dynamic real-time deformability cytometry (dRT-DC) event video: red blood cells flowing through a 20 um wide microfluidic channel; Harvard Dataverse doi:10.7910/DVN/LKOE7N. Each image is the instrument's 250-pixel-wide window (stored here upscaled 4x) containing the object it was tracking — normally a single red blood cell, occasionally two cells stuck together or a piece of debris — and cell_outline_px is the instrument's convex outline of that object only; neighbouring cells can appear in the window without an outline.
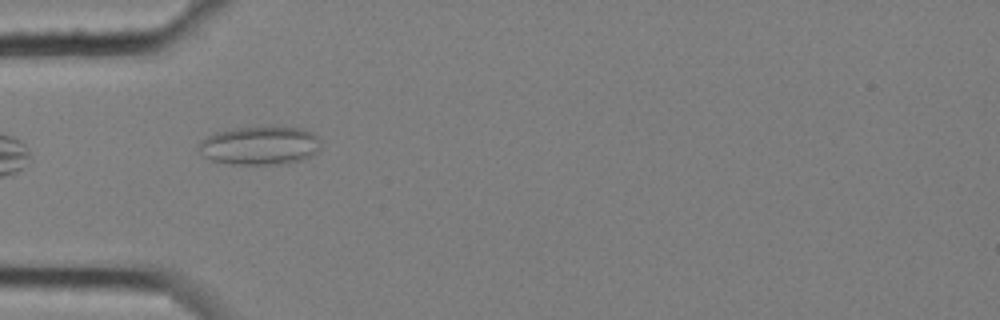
{"species": "common noctule bat (a hibernating species)", "species_latin": "Nyctalus noctula", "temperature_condition": "cold", "stored_images_in_passage": 3, "camera_frame_rate_fps": 3000, "um_per_image_px": 0.085, "animal": {"sex": "female", "body_mass_g": 25.1}, "frame": {"image": 1, "passage_image": 2, "time_ms": 0.333, "image_size_px": [1000, 320], "cell_outline_px": [[320, 148], [316, 152], [300, 160], [288, 164], [232, 164], [212, 160], [204, 156], [196, 148], [196, 144], [204, 136], [216, 132], [232, 128], [300, 128], [312, 132], [316, 136], [320, 144]], "centroid_in_image_um": [22.01, 12.38], "position_along_channel_um": 63.0, "area_um2": 27.28}}